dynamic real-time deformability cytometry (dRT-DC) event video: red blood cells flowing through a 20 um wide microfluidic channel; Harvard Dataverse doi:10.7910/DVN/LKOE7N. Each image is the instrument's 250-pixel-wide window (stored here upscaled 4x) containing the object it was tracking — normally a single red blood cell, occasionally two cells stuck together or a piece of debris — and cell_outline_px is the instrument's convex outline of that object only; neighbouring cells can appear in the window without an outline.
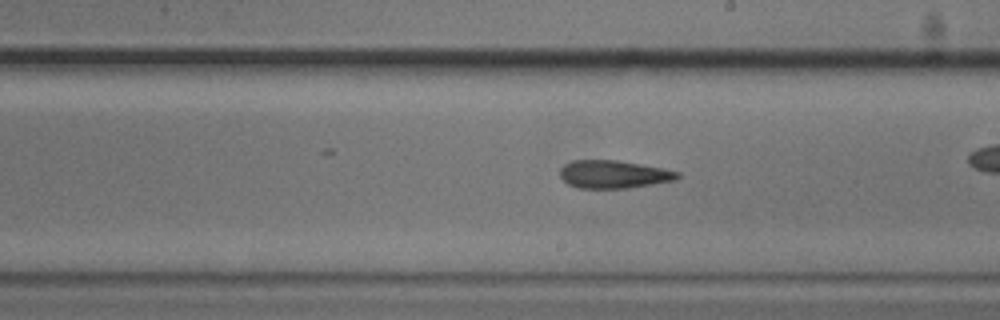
{"species": "common noctule bat (a hibernating species)", "species_latin": "Nyctalus noctula", "temperature_condition": "cold", "stored_images_in_passage": 42, "camera_frame_rate_fps": 3000, "um_per_image_px": 0.085, "animal": {"sex": "male", "body_mass_g": 20.5, "forearm_length_mm": 52.5}, "frame": {"image": 1, "passage_image": 30, "time_ms": 9.667, "image_size_px": [1000, 320], "cell_outline_px": [[680, 176], [676, 180], [628, 188], [576, 188], [568, 184], [560, 176], [560, 168], [564, 164], [572, 160], [616, 160], [660, 168], [680, 172]], "centroid_in_image_um": [52.12, 14.82], "position_along_channel_um": 236.9, "area_um2": 19.02}}